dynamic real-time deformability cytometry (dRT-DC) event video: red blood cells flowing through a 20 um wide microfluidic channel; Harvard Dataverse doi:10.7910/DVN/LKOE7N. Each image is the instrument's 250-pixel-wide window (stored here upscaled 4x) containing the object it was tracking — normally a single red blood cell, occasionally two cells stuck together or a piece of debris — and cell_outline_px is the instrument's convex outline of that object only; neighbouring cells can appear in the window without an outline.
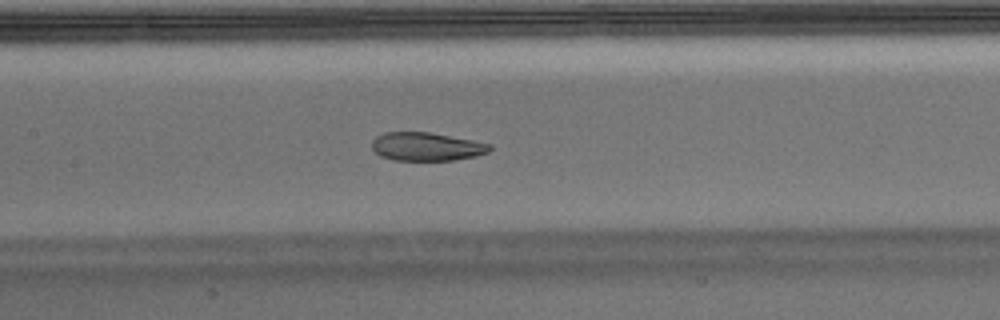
{"species": "Egyptian fruit bat (a non-hibernating species)", "species_latin": "Rousettus aegyptiacus", "temperature_condition": "warm", "stored_images_in_passage": 42, "camera_frame_rate_fps": 3000, "um_per_image_px": 0.085, "animal": {"sex": "male"}, "frame": {"image": 1, "passage_image": 13, "time_ms": 4.0, "image_size_px": [1000, 320], "cell_outline_px": [[492, 148], [488, 152], [476, 156], [456, 160], [392, 160], [380, 156], [372, 148], [372, 140], [376, 136], [384, 132], [432, 132], [492, 144]], "centroid_in_image_um": [36.26, 12.46], "position_along_channel_um": 171.1, "area_um2": 19.65}}
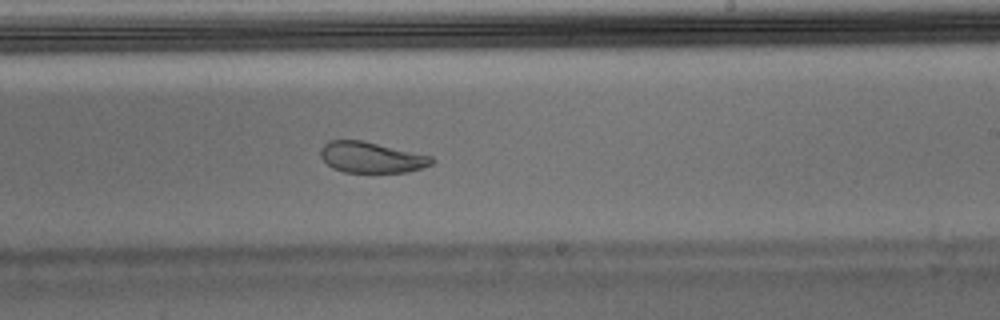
{"frame": {"image": 2, "passage_image": 20, "time_ms": 6.333, "image_size_px": [1000, 320], "cell_outline_px": [[436, 160], [432, 164], [408, 172], [344, 172], [332, 168], [320, 156], [320, 148], [324, 144], [332, 140], [360, 140], [432, 156]], "centroid_in_image_um": [31.56, 13.38], "position_along_channel_um": 257.4, "area_um2": 19.83}}
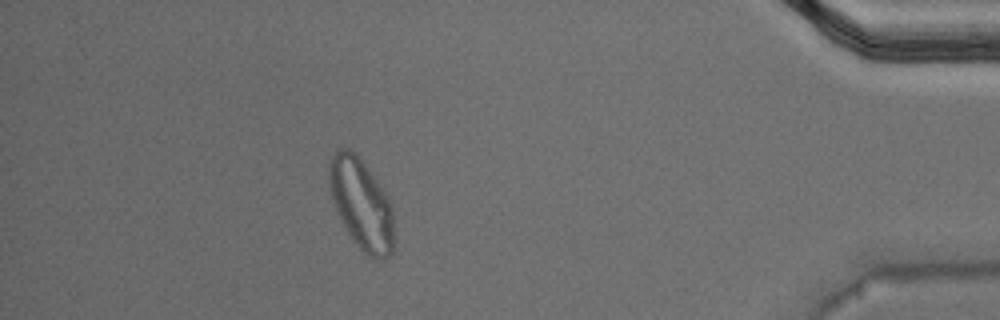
{"frame": {"image": 3, "passage_image": 36, "time_ms": 11.667, "image_size_px": [1000, 320], "cell_outline_px": [[392, 252], [384, 260], [376, 260], [368, 256], [356, 244], [348, 232], [336, 212], [328, 180], [328, 164], [336, 148], [348, 148], [356, 152], [376, 180], [384, 192], [392, 208]], "centroid_in_image_um": [30.68, 17.32], "position_along_channel_um": 404.5, "area_um2": 33.93}, "authors_computed_cell_mechanics": {"area_um2": 22.5131, "velocity_mm_per_s": 3.7116, "shape_relaxation_time_tau1_ms": null, "shape_relaxation_time_tau2_ms": 1.4055, "deformation_change_tau1": null, "deformation_change_tau2": 0.0685}}